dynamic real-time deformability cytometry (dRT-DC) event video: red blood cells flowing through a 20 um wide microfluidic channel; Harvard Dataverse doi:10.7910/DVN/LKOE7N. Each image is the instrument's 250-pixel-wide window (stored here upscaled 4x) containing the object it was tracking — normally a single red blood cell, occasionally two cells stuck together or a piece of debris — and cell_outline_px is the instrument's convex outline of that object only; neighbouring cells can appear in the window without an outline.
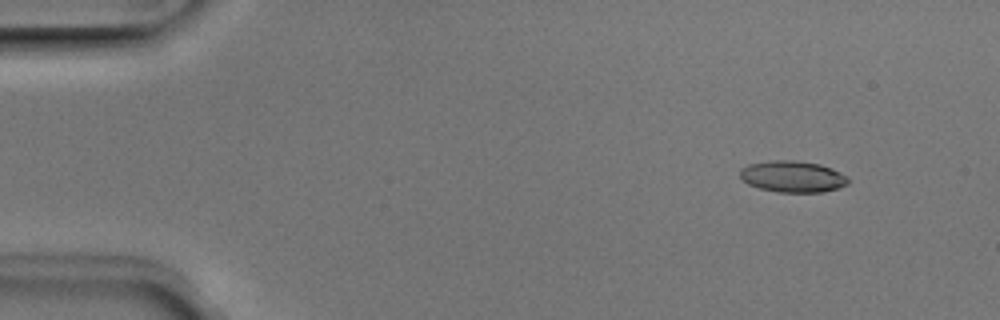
{"species": "Egyptian fruit bat (a non-hibernating species)", "species_latin": "Rousettus aegyptiacus", "temperature_condition": "room temperature", "stored_images_in_passage": 51, "camera_frame_rate_fps": 3000, "um_per_image_px": 0.085, "animal": {"sex": "male"}, "frame": {"image": 1, "passage_image": 5, "time_ms": 1.333, "image_size_px": [1000, 320], "cell_outline_px": [[848, 184], [824, 192], [780, 192], [760, 188], [748, 184], [740, 176], [740, 168], [748, 164], [772, 160], [796, 160], [820, 164], [832, 168], [848, 176]], "centroid_in_image_um": [67.38, 14.99], "position_along_channel_um": 17.6, "area_um2": 19.83}}
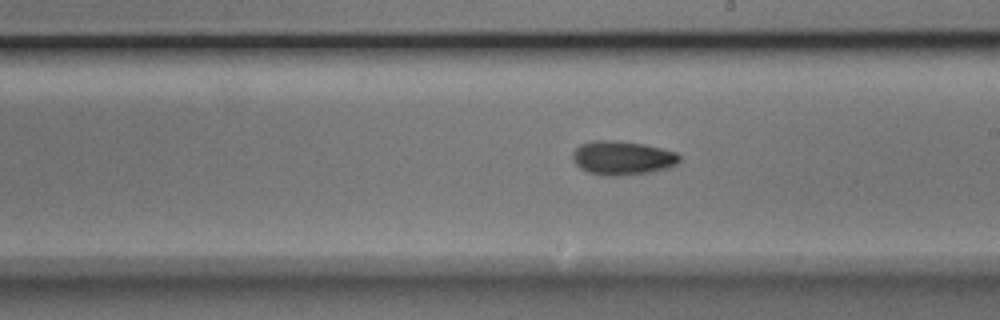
{"frame": {"image": 2, "passage_image": 29, "time_ms": 9.333, "image_size_px": [1000, 320], "cell_outline_px": [[680, 160], [676, 164], [668, 168], [652, 172], [620, 176], [604, 176], [588, 172], [580, 168], [576, 164], [572, 156], [572, 152], [580, 144], [592, 140], [616, 140], [644, 144], [676, 152], [680, 156]], "centroid_in_image_um": [52.89, 13.42], "position_along_channel_um": 236.1, "area_um2": 21.33}}
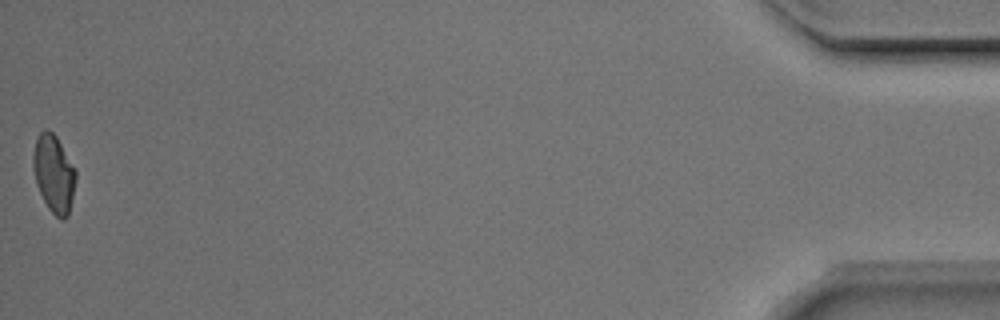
{"frame": {"image": 3, "passage_image": 51, "time_ms": 16.667, "image_size_px": [1000, 320], "cell_outline_px": [[76, 180], [68, 216], [64, 220], [60, 220], [48, 208], [36, 184], [32, 168], [32, 156], [36, 140], [40, 132], [44, 128], [48, 128], [56, 136], [76, 172]], "centroid_in_image_um": [4.55, 14.76], "position_along_channel_um": 430.6, "area_um2": 19.19}, "authors_computed_cell_mechanics": {"area_um2": 19.7676, "velocity_mm_per_s": 3.9702, "shape_relaxation_time_tau1_ms": 4.1083, "shape_relaxation_time_tau2_ms": 4.968, "deformation_change_tau1": 0.1217, "deformation_change_tau2": 0.0955}}